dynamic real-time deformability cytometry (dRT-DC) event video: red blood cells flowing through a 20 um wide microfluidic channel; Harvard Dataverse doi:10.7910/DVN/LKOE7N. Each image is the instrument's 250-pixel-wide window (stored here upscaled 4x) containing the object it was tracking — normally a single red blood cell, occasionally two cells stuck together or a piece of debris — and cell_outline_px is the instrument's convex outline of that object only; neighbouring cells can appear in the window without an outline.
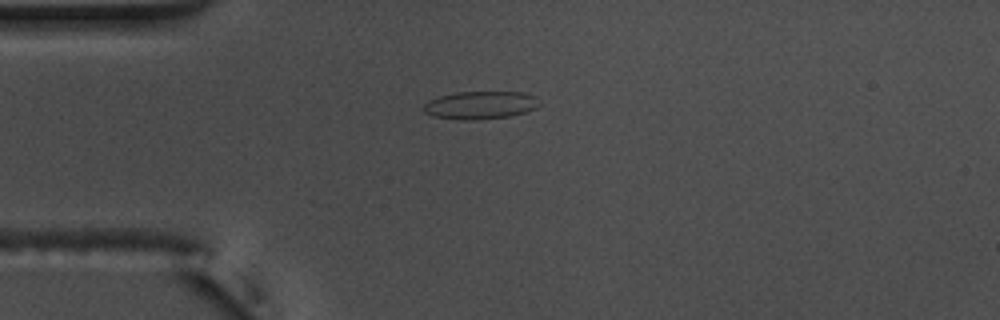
{"species": "common noctule bat (a hibernating species)", "species_latin": "Nyctalus noctula", "temperature_condition": "warm", "stored_images_in_passage": 42, "camera_frame_rate_fps": 3000, "um_per_image_px": 0.085, "animal": {"sex": "male", "body_mass_g": 17.5, "forearm_length_mm": 52.3}, "frame": {"image": 1, "passage_image": 1, "time_ms": 0.0, "image_size_px": [1000, 320], "cell_outline_px": [[540, 104], [536, 108], [512, 116], [476, 120], [456, 120], [432, 116], [424, 112], [424, 104], [440, 96], [456, 92], [524, 92], [536, 96]], "centroid_in_image_um": [40.86, 8.94], "position_along_channel_um": 44.1, "area_um2": 18.9}}
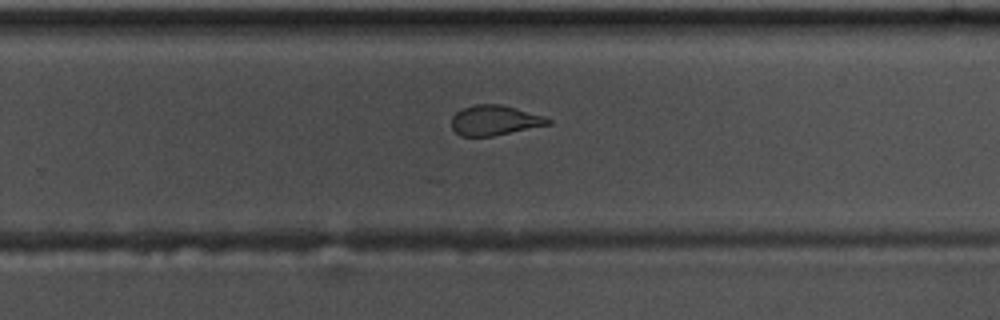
{"frame": {"image": 2, "passage_image": 22, "time_ms": 7.0, "image_size_px": [1000, 320], "cell_outline_px": [[552, 124], [492, 136], [460, 136], [452, 128], [452, 116], [456, 112], [464, 108], [476, 104], [500, 104], [516, 108], [544, 116], [552, 120]], "centroid_in_image_um": [42.06, 10.23], "position_along_channel_um": 287.7, "area_um2": 16.82}}
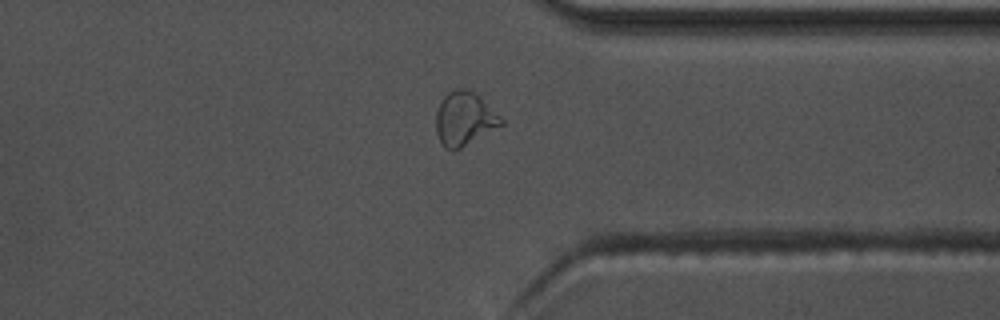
{"frame": {"image": 3, "passage_image": 29, "time_ms": 9.333, "image_size_px": [1000, 320], "cell_outline_px": [[504, 124], [460, 148], [452, 152], [444, 148], [436, 132], [436, 112], [440, 100], [448, 92], [456, 88], [468, 88], [480, 96], [504, 120]], "centroid_in_image_um": [39.46, 10.08], "position_along_channel_um": 371.9, "area_um2": 20.52}, "authors_computed_cell_mechanics": {"area_um2": 17.918, "velocity_mm_per_s": 3.7287, "shape_relaxation_time_tau1_ms": 7.0263, "shape_relaxation_time_tau2_ms": 1.3581, "deformation_change_tau1": 0.1978, "deformation_change_tau2": 0.0863}}